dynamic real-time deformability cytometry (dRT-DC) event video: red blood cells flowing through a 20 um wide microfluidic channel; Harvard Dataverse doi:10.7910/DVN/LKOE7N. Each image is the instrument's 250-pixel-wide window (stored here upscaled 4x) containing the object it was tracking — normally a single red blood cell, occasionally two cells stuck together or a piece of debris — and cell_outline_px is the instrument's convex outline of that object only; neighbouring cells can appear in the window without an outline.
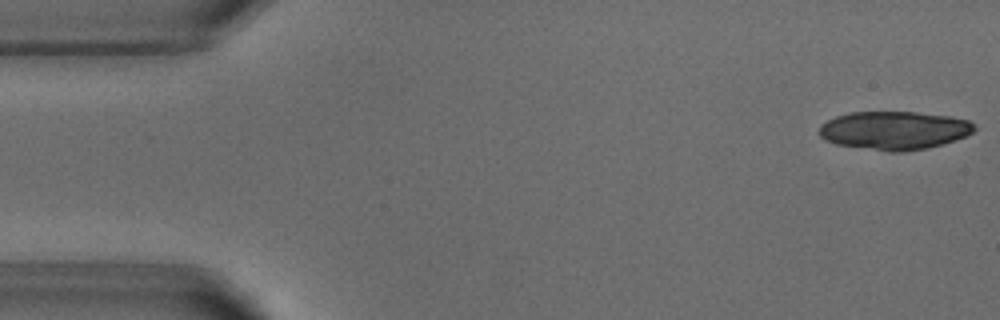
{"species": "common noctule bat (a hibernating species)", "species_latin": "Nyctalus noctula", "temperature_condition": "warm", "stored_images_in_passage": 9, "camera_frame_rate_fps": 3000, "um_per_image_px": 0.085, "animal": {"sex": "male", "body_mass_g": 18.8}, "frame": {"image": 1, "passage_image": 1, "time_ms": 0.0, "image_size_px": [1000, 320], "cell_outline_px": [[976, 128], [972, 132], [964, 136], [928, 148], [904, 152], [888, 152], [836, 144], [824, 140], [820, 136], [820, 124], [836, 116], [852, 112], [916, 112], [948, 116], [968, 120]], "centroid_in_image_um": [75.96, 11.09], "position_along_channel_um": 9.0, "area_um2": 34.51}}